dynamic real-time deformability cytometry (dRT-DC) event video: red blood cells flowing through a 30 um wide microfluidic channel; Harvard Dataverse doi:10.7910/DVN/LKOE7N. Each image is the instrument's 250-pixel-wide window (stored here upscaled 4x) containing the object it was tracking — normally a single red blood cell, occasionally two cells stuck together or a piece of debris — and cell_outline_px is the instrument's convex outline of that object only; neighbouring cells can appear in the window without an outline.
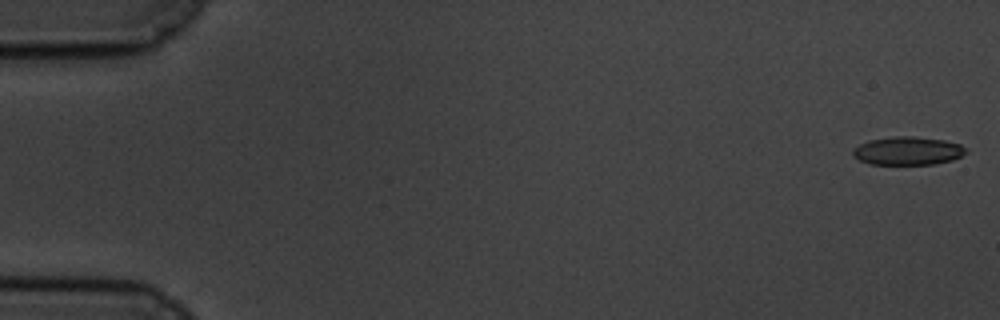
{"species": "common noctule bat (a hibernating species)", "species_latin": "Nyctalus noctula", "temperature_condition": "cold", "stored_images_in_passage": 58, "camera_frame_rate_fps": 3000, "um_per_image_px": 0.085, "animal": {"sex": "male", "body_mass_g": 19.5, "forearm_length_mm": 54.6}, "frame": {"image": 1, "passage_image": 1, "time_ms": 0.0, "image_size_px": [1000, 320], "cell_outline_px": [[968, 152], [952, 160], [936, 164], [872, 164], [860, 160], [852, 156], [852, 148], [868, 140], [892, 136], [912, 136], [944, 140], [960, 144], [968, 148]], "centroid_in_image_um": [77.16, 12.81], "position_along_channel_um": 7.8, "area_um2": 18.79}}
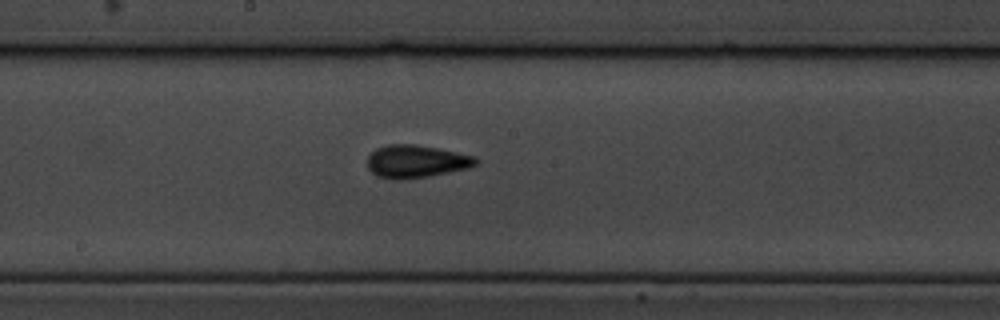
{"frame": {"image": 2, "passage_image": 31, "time_ms": 10.0, "image_size_px": [1000, 320], "cell_outline_px": [[480, 160], [476, 164], [468, 168], [428, 176], [396, 180], [376, 176], [368, 168], [368, 156], [376, 148], [388, 144], [416, 144], [476, 156]], "centroid_in_image_um": [35.36, 13.71], "position_along_channel_um": 212.8, "area_um2": 20.63}}
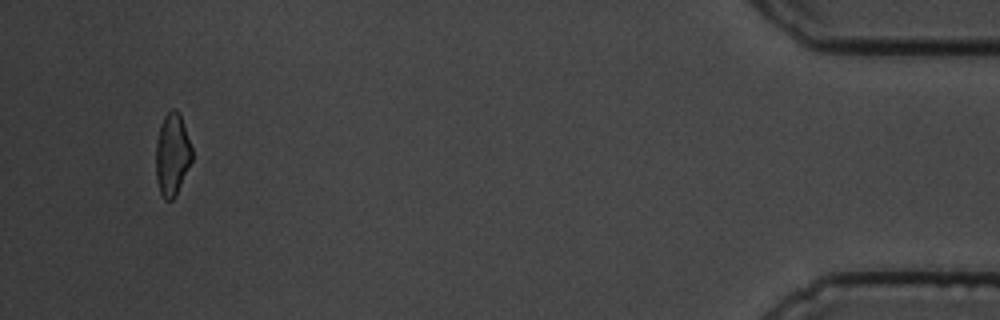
{"frame": {"image": 3, "passage_image": 55, "time_ms": 18.0, "image_size_px": [1000, 320], "cell_outline_px": [[192, 160], [176, 196], [172, 200], [164, 200], [160, 192], [156, 180], [156, 144], [160, 124], [164, 116], [172, 108], [176, 108], [180, 112], [192, 148]], "centroid_in_image_um": [14.64, 13.12], "position_along_channel_um": 420.6, "area_um2": 17.51}, "authors_computed_cell_mechanics": {"area_um2": 18.9584, "velocity_mm_per_s": 3.5005, "shape_relaxation_time_tau1_ms": 4.0839, "shape_relaxation_time_tau2_ms": 2.8856, "deformation_change_tau1": 0.1246, "deformation_change_tau2": 0.0985}}